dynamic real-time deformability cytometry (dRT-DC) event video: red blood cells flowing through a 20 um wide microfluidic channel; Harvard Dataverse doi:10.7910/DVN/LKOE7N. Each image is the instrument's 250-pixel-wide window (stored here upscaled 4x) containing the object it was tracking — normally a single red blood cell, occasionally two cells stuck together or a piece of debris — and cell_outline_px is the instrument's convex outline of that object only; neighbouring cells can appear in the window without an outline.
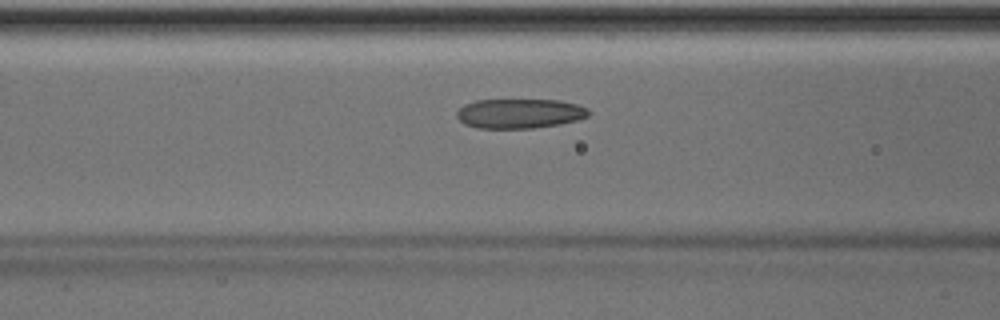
{"species": "Egyptian fruit bat (a non-hibernating species)", "species_latin": "Rousettus aegyptiacus", "temperature_condition": "room temperature", "stored_images_in_passage": 43, "camera_frame_rate_fps": 3000, "um_per_image_px": 0.085, "animal": {"sex": "male"}, "frame": {"image": 1, "passage_image": 13, "time_ms": 4.0, "image_size_px": [1000, 320], "cell_outline_px": [[588, 116], [576, 120], [560, 124], [532, 128], [476, 128], [464, 124], [456, 116], [456, 112], [464, 104], [476, 100], [560, 100], [576, 104], [588, 108]], "centroid_in_image_um": [44.14, 9.65], "position_along_channel_um": 122.5, "area_um2": 22.72}, "authors_computed_cell_mechanics": {"area_um2": 22.7154, "velocity_mm_per_s": 4.0082, "shape_relaxation_time_tau1_ms": null, "shape_relaxation_time_tau2_ms": 3.1945, "deformation_change_tau1": null, "deformation_change_tau2": 0.0959}}